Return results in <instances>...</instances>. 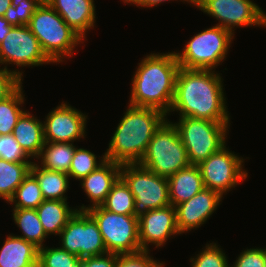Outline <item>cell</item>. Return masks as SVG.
<instances>
[{
  "label": "cell",
  "mask_w": 266,
  "mask_h": 267,
  "mask_svg": "<svg viewBox=\"0 0 266 267\" xmlns=\"http://www.w3.org/2000/svg\"><path fill=\"white\" fill-rule=\"evenodd\" d=\"M78 256L62 248H40L38 267H79Z\"/></svg>",
  "instance_id": "cell-31"
},
{
  "label": "cell",
  "mask_w": 266,
  "mask_h": 267,
  "mask_svg": "<svg viewBox=\"0 0 266 267\" xmlns=\"http://www.w3.org/2000/svg\"><path fill=\"white\" fill-rule=\"evenodd\" d=\"M51 62L28 26H14L0 43V64L24 67Z\"/></svg>",
  "instance_id": "cell-13"
},
{
  "label": "cell",
  "mask_w": 266,
  "mask_h": 267,
  "mask_svg": "<svg viewBox=\"0 0 266 267\" xmlns=\"http://www.w3.org/2000/svg\"><path fill=\"white\" fill-rule=\"evenodd\" d=\"M190 260L192 267H230L225 253L216 243L207 244L205 249L195 259L190 258Z\"/></svg>",
  "instance_id": "cell-33"
},
{
  "label": "cell",
  "mask_w": 266,
  "mask_h": 267,
  "mask_svg": "<svg viewBox=\"0 0 266 267\" xmlns=\"http://www.w3.org/2000/svg\"><path fill=\"white\" fill-rule=\"evenodd\" d=\"M164 1H167V0H123L124 3H133V4H136L137 6H143V7H154ZM169 1V0H168ZM183 1H186V2H189V3H192L194 5V0H183Z\"/></svg>",
  "instance_id": "cell-39"
},
{
  "label": "cell",
  "mask_w": 266,
  "mask_h": 267,
  "mask_svg": "<svg viewBox=\"0 0 266 267\" xmlns=\"http://www.w3.org/2000/svg\"><path fill=\"white\" fill-rule=\"evenodd\" d=\"M59 236L60 248L79 258L107 253L98 225L87 211L77 210Z\"/></svg>",
  "instance_id": "cell-10"
},
{
  "label": "cell",
  "mask_w": 266,
  "mask_h": 267,
  "mask_svg": "<svg viewBox=\"0 0 266 267\" xmlns=\"http://www.w3.org/2000/svg\"><path fill=\"white\" fill-rule=\"evenodd\" d=\"M221 199L222 195L217 191L204 188L189 200L176 205V223L180 234L204 224Z\"/></svg>",
  "instance_id": "cell-16"
},
{
  "label": "cell",
  "mask_w": 266,
  "mask_h": 267,
  "mask_svg": "<svg viewBox=\"0 0 266 267\" xmlns=\"http://www.w3.org/2000/svg\"><path fill=\"white\" fill-rule=\"evenodd\" d=\"M120 177L135 198V217L171 205L167 177L159 176L139 163L121 164Z\"/></svg>",
  "instance_id": "cell-6"
},
{
  "label": "cell",
  "mask_w": 266,
  "mask_h": 267,
  "mask_svg": "<svg viewBox=\"0 0 266 267\" xmlns=\"http://www.w3.org/2000/svg\"><path fill=\"white\" fill-rule=\"evenodd\" d=\"M180 65L175 52L147 55L132 79L130 104L171 112Z\"/></svg>",
  "instance_id": "cell-2"
},
{
  "label": "cell",
  "mask_w": 266,
  "mask_h": 267,
  "mask_svg": "<svg viewBox=\"0 0 266 267\" xmlns=\"http://www.w3.org/2000/svg\"><path fill=\"white\" fill-rule=\"evenodd\" d=\"M75 149L73 143L45 142L38 159L44 169L68 174Z\"/></svg>",
  "instance_id": "cell-24"
},
{
  "label": "cell",
  "mask_w": 266,
  "mask_h": 267,
  "mask_svg": "<svg viewBox=\"0 0 266 267\" xmlns=\"http://www.w3.org/2000/svg\"><path fill=\"white\" fill-rule=\"evenodd\" d=\"M12 135L29 157H37L45 144L44 124L28 111L18 119Z\"/></svg>",
  "instance_id": "cell-21"
},
{
  "label": "cell",
  "mask_w": 266,
  "mask_h": 267,
  "mask_svg": "<svg viewBox=\"0 0 266 267\" xmlns=\"http://www.w3.org/2000/svg\"><path fill=\"white\" fill-rule=\"evenodd\" d=\"M117 254L106 253L100 256L81 258L79 267H115Z\"/></svg>",
  "instance_id": "cell-38"
},
{
  "label": "cell",
  "mask_w": 266,
  "mask_h": 267,
  "mask_svg": "<svg viewBox=\"0 0 266 267\" xmlns=\"http://www.w3.org/2000/svg\"><path fill=\"white\" fill-rule=\"evenodd\" d=\"M200 10L216 18L229 31L235 26H265L266 14L251 0H194Z\"/></svg>",
  "instance_id": "cell-12"
},
{
  "label": "cell",
  "mask_w": 266,
  "mask_h": 267,
  "mask_svg": "<svg viewBox=\"0 0 266 267\" xmlns=\"http://www.w3.org/2000/svg\"><path fill=\"white\" fill-rule=\"evenodd\" d=\"M139 164L167 178L190 165L186 148L172 122L166 120L154 133Z\"/></svg>",
  "instance_id": "cell-5"
},
{
  "label": "cell",
  "mask_w": 266,
  "mask_h": 267,
  "mask_svg": "<svg viewBox=\"0 0 266 267\" xmlns=\"http://www.w3.org/2000/svg\"><path fill=\"white\" fill-rule=\"evenodd\" d=\"M44 200L38 181L29 173L17 187L9 203H14V208L36 209Z\"/></svg>",
  "instance_id": "cell-29"
},
{
  "label": "cell",
  "mask_w": 266,
  "mask_h": 267,
  "mask_svg": "<svg viewBox=\"0 0 266 267\" xmlns=\"http://www.w3.org/2000/svg\"><path fill=\"white\" fill-rule=\"evenodd\" d=\"M32 162H8L0 159V198L7 202L30 173Z\"/></svg>",
  "instance_id": "cell-25"
},
{
  "label": "cell",
  "mask_w": 266,
  "mask_h": 267,
  "mask_svg": "<svg viewBox=\"0 0 266 267\" xmlns=\"http://www.w3.org/2000/svg\"><path fill=\"white\" fill-rule=\"evenodd\" d=\"M87 115L63 102L50 111L44 122L45 142H67L84 138Z\"/></svg>",
  "instance_id": "cell-14"
},
{
  "label": "cell",
  "mask_w": 266,
  "mask_h": 267,
  "mask_svg": "<svg viewBox=\"0 0 266 267\" xmlns=\"http://www.w3.org/2000/svg\"><path fill=\"white\" fill-rule=\"evenodd\" d=\"M204 188L201 172L197 165L190 164L168 177L169 200L174 207L189 200Z\"/></svg>",
  "instance_id": "cell-19"
},
{
  "label": "cell",
  "mask_w": 266,
  "mask_h": 267,
  "mask_svg": "<svg viewBox=\"0 0 266 267\" xmlns=\"http://www.w3.org/2000/svg\"><path fill=\"white\" fill-rule=\"evenodd\" d=\"M12 134L0 135V159L8 162H31ZM26 159V160H25Z\"/></svg>",
  "instance_id": "cell-34"
},
{
  "label": "cell",
  "mask_w": 266,
  "mask_h": 267,
  "mask_svg": "<svg viewBox=\"0 0 266 267\" xmlns=\"http://www.w3.org/2000/svg\"><path fill=\"white\" fill-rule=\"evenodd\" d=\"M234 32L215 25L194 35L183 52L175 53L180 67L213 70L228 53Z\"/></svg>",
  "instance_id": "cell-7"
},
{
  "label": "cell",
  "mask_w": 266,
  "mask_h": 267,
  "mask_svg": "<svg viewBox=\"0 0 266 267\" xmlns=\"http://www.w3.org/2000/svg\"><path fill=\"white\" fill-rule=\"evenodd\" d=\"M214 72L180 67L171 111H180V117L229 123L223 80Z\"/></svg>",
  "instance_id": "cell-1"
},
{
  "label": "cell",
  "mask_w": 266,
  "mask_h": 267,
  "mask_svg": "<svg viewBox=\"0 0 266 267\" xmlns=\"http://www.w3.org/2000/svg\"><path fill=\"white\" fill-rule=\"evenodd\" d=\"M27 26L53 63L71 56L76 45L83 41L49 4H40Z\"/></svg>",
  "instance_id": "cell-4"
},
{
  "label": "cell",
  "mask_w": 266,
  "mask_h": 267,
  "mask_svg": "<svg viewBox=\"0 0 266 267\" xmlns=\"http://www.w3.org/2000/svg\"><path fill=\"white\" fill-rule=\"evenodd\" d=\"M30 173L38 181L45 200H67L64 194L69 186L68 174L44 169L34 162H32Z\"/></svg>",
  "instance_id": "cell-23"
},
{
  "label": "cell",
  "mask_w": 266,
  "mask_h": 267,
  "mask_svg": "<svg viewBox=\"0 0 266 267\" xmlns=\"http://www.w3.org/2000/svg\"><path fill=\"white\" fill-rule=\"evenodd\" d=\"M11 5V0H0V16H4L7 8Z\"/></svg>",
  "instance_id": "cell-41"
},
{
  "label": "cell",
  "mask_w": 266,
  "mask_h": 267,
  "mask_svg": "<svg viewBox=\"0 0 266 267\" xmlns=\"http://www.w3.org/2000/svg\"><path fill=\"white\" fill-rule=\"evenodd\" d=\"M13 27L14 26L10 25L4 17L0 16V43Z\"/></svg>",
  "instance_id": "cell-40"
},
{
  "label": "cell",
  "mask_w": 266,
  "mask_h": 267,
  "mask_svg": "<svg viewBox=\"0 0 266 267\" xmlns=\"http://www.w3.org/2000/svg\"><path fill=\"white\" fill-rule=\"evenodd\" d=\"M39 5L37 0H11L3 17L10 25L27 26Z\"/></svg>",
  "instance_id": "cell-32"
},
{
  "label": "cell",
  "mask_w": 266,
  "mask_h": 267,
  "mask_svg": "<svg viewBox=\"0 0 266 267\" xmlns=\"http://www.w3.org/2000/svg\"><path fill=\"white\" fill-rule=\"evenodd\" d=\"M96 155L84 148H76L72 159L71 167L69 169V177L81 180L82 178L95 171L106 160L103 155L102 160L97 163Z\"/></svg>",
  "instance_id": "cell-30"
},
{
  "label": "cell",
  "mask_w": 266,
  "mask_h": 267,
  "mask_svg": "<svg viewBox=\"0 0 266 267\" xmlns=\"http://www.w3.org/2000/svg\"><path fill=\"white\" fill-rule=\"evenodd\" d=\"M134 204L133 194L124 180L119 177L100 206L116 214L134 215Z\"/></svg>",
  "instance_id": "cell-28"
},
{
  "label": "cell",
  "mask_w": 266,
  "mask_h": 267,
  "mask_svg": "<svg viewBox=\"0 0 266 267\" xmlns=\"http://www.w3.org/2000/svg\"><path fill=\"white\" fill-rule=\"evenodd\" d=\"M121 164L105 160L95 171L82 178V188L88 198L91 199L92 206H81L79 211H86L95 206H100L108 193L111 191L113 184L120 177Z\"/></svg>",
  "instance_id": "cell-17"
},
{
  "label": "cell",
  "mask_w": 266,
  "mask_h": 267,
  "mask_svg": "<svg viewBox=\"0 0 266 267\" xmlns=\"http://www.w3.org/2000/svg\"><path fill=\"white\" fill-rule=\"evenodd\" d=\"M231 267H266L265 250L261 248L246 249Z\"/></svg>",
  "instance_id": "cell-37"
},
{
  "label": "cell",
  "mask_w": 266,
  "mask_h": 267,
  "mask_svg": "<svg viewBox=\"0 0 266 267\" xmlns=\"http://www.w3.org/2000/svg\"><path fill=\"white\" fill-rule=\"evenodd\" d=\"M148 254V251H140L133 254L117 255L115 267H164L163 263L157 262Z\"/></svg>",
  "instance_id": "cell-35"
},
{
  "label": "cell",
  "mask_w": 266,
  "mask_h": 267,
  "mask_svg": "<svg viewBox=\"0 0 266 267\" xmlns=\"http://www.w3.org/2000/svg\"><path fill=\"white\" fill-rule=\"evenodd\" d=\"M22 73L9 70L7 66L0 69V100L11 94L22 82Z\"/></svg>",
  "instance_id": "cell-36"
},
{
  "label": "cell",
  "mask_w": 266,
  "mask_h": 267,
  "mask_svg": "<svg viewBox=\"0 0 266 267\" xmlns=\"http://www.w3.org/2000/svg\"><path fill=\"white\" fill-rule=\"evenodd\" d=\"M67 201L44 200L37 208V214L44 231L49 234H60L77 209H70Z\"/></svg>",
  "instance_id": "cell-22"
},
{
  "label": "cell",
  "mask_w": 266,
  "mask_h": 267,
  "mask_svg": "<svg viewBox=\"0 0 266 267\" xmlns=\"http://www.w3.org/2000/svg\"><path fill=\"white\" fill-rule=\"evenodd\" d=\"M49 5L82 39L95 23L94 0H51Z\"/></svg>",
  "instance_id": "cell-18"
},
{
  "label": "cell",
  "mask_w": 266,
  "mask_h": 267,
  "mask_svg": "<svg viewBox=\"0 0 266 267\" xmlns=\"http://www.w3.org/2000/svg\"><path fill=\"white\" fill-rule=\"evenodd\" d=\"M166 116L158 109L129 105L104 154L106 160L119 164L139 163Z\"/></svg>",
  "instance_id": "cell-3"
},
{
  "label": "cell",
  "mask_w": 266,
  "mask_h": 267,
  "mask_svg": "<svg viewBox=\"0 0 266 267\" xmlns=\"http://www.w3.org/2000/svg\"><path fill=\"white\" fill-rule=\"evenodd\" d=\"M0 249V267H38L39 248L23 238L7 236Z\"/></svg>",
  "instance_id": "cell-20"
},
{
  "label": "cell",
  "mask_w": 266,
  "mask_h": 267,
  "mask_svg": "<svg viewBox=\"0 0 266 267\" xmlns=\"http://www.w3.org/2000/svg\"><path fill=\"white\" fill-rule=\"evenodd\" d=\"M86 211L97 223L107 253L120 255L142 251L137 217L116 214L101 206L91 207Z\"/></svg>",
  "instance_id": "cell-9"
},
{
  "label": "cell",
  "mask_w": 266,
  "mask_h": 267,
  "mask_svg": "<svg viewBox=\"0 0 266 267\" xmlns=\"http://www.w3.org/2000/svg\"><path fill=\"white\" fill-rule=\"evenodd\" d=\"M40 4H49L51 0H37Z\"/></svg>",
  "instance_id": "cell-42"
},
{
  "label": "cell",
  "mask_w": 266,
  "mask_h": 267,
  "mask_svg": "<svg viewBox=\"0 0 266 267\" xmlns=\"http://www.w3.org/2000/svg\"><path fill=\"white\" fill-rule=\"evenodd\" d=\"M187 151L190 164L198 165L226 143L229 123L180 117L173 123Z\"/></svg>",
  "instance_id": "cell-8"
},
{
  "label": "cell",
  "mask_w": 266,
  "mask_h": 267,
  "mask_svg": "<svg viewBox=\"0 0 266 267\" xmlns=\"http://www.w3.org/2000/svg\"><path fill=\"white\" fill-rule=\"evenodd\" d=\"M22 83L6 98L0 100V135L12 134L18 119L25 112L20 108L24 103Z\"/></svg>",
  "instance_id": "cell-27"
},
{
  "label": "cell",
  "mask_w": 266,
  "mask_h": 267,
  "mask_svg": "<svg viewBox=\"0 0 266 267\" xmlns=\"http://www.w3.org/2000/svg\"><path fill=\"white\" fill-rule=\"evenodd\" d=\"M139 219V243L142 251H149L148 244L162 246L173 235L180 234L176 223L175 207L149 210Z\"/></svg>",
  "instance_id": "cell-15"
},
{
  "label": "cell",
  "mask_w": 266,
  "mask_h": 267,
  "mask_svg": "<svg viewBox=\"0 0 266 267\" xmlns=\"http://www.w3.org/2000/svg\"><path fill=\"white\" fill-rule=\"evenodd\" d=\"M225 146L197 165L204 187L215 190L222 196L248 176V173L242 170L244 159L230 152Z\"/></svg>",
  "instance_id": "cell-11"
},
{
  "label": "cell",
  "mask_w": 266,
  "mask_h": 267,
  "mask_svg": "<svg viewBox=\"0 0 266 267\" xmlns=\"http://www.w3.org/2000/svg\"><path fill=\"white\" fill-rule=\"evenodd\" d=\"M13 220L21 229L23 238L27 242L33 243L39 249L43 247V241L48 235L45 233L36 209H13Z\"/></svg>",
  "instance_id": "cell-26"
}]
</instances>
